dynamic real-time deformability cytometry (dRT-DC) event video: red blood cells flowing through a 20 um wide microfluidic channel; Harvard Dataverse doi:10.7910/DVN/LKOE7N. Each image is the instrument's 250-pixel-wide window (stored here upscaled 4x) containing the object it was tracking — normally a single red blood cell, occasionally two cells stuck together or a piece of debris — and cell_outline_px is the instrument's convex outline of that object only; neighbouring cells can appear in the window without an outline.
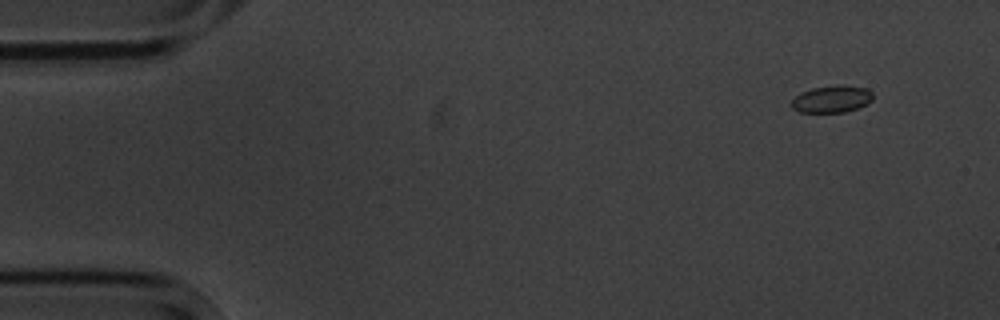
{"species": "common noctule bat (a hibernating species)", "species_latin": "Nyctalus noctula", "temperature_condition": "cold", "stored_images_in_passage": 6, "camera_frame_rate_fps": 3000, "um_per_image_px": 0.085, "animal": {"sex": "male", "body_mass_g": 20.1, "forearm_length_mm": 53.5}, "frame": {"image": 1, "passage_image": 2, "time_ms": 1.333, "image_size_px": [1000, 320], "cell_outline_px": [[872, 100], [868, 104], [844, 112], [800, 112], [792, 108], [792, 100], [800, 92], [812, 88], [840, 84], [864, 88], [872, 92]], "centroid_in_image_um": [70.7, 8.41], "position_along_channel_um": 14.3, "area_um2": 12.77}}
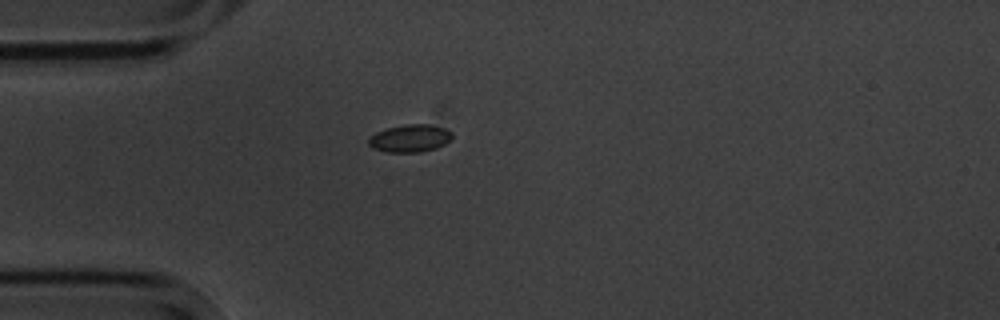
{"frame": {"image": 2, "passage_image": 5, "time_ms": 5.0, "image_size_px": [1000, 320], "cell_outline_px": [[452, 140], [436, 148], [420, 152], [388, 152], [372, 148], [368, 144], [368, 140], [376, 132], [388, 128], [404, 124], [428, 124], [444, 128], [452, 132]], "centroid_in_image_um": [34.87, 11.76], "position_along_channel_um": 50.1, "area_um2": 13.41}}